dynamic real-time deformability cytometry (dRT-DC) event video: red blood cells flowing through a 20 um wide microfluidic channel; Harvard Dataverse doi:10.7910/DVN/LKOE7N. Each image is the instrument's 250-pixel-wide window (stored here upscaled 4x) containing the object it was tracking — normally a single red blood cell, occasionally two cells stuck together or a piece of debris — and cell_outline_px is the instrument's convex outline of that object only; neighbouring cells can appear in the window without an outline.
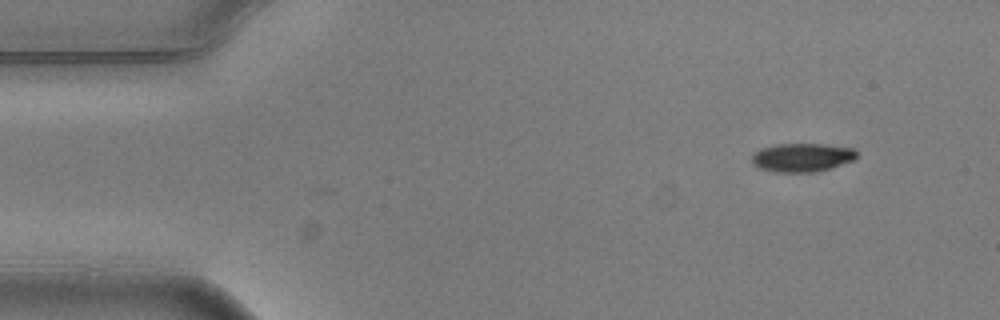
{"species": "common noctule bat (a hibernating species)", "species_latin": "Nyctalus noctula", "temperature_condition": "warm", "stored_images_in_passage": 3, "camera_frame_rate_fps": 3000, "um_per_image_px": 0.085, "animal": {"sex": "male", "body_mass_g": 20.5, "forearm_length_mm": 52.5}, "frame": {"image": 1, "passage_image": 3, "time_ms": 0.667, "image_size_px": [1000, 320], "cell_outline_px": [[856, 156], [852, 160], [832, 168], [816, 172], [776, 172], [760, 168], [752, 164], [752, 156], [760, 148], [776, 144], [824, 144], [852, 148], [856, 152]], "centroid_in_image_um": [68.15, 13.39], "position_along_channel_um": 16.8, "area_um2": 17.4}}